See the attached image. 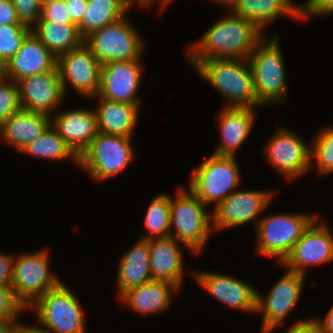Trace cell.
<instances>
[{
	"label": "cell",
	"instance_id": "cell-23",
	"mask_svg": "<svg viewBox=\"0 0 333 333\" xmlns=\"http://www.w3.org/2000/svg\"><path fill=\"white\" fill-rule=\"evenodd\" d=\"M50 126V115L20 109L0 124V139L2 138V142L14 147V150L20 153Z\"/></svg>",
	"mask_w": 333,
	"mask_h": 333
},
{
	"label": "cell",
	"instance_id": "cell-10",
	"mask_svg": "<svg viewBox=\"0 0 333 333\" xmlns=\"http://www.w3.org/2000/svg\"><path fill=\"white\" fill-rule=\"evenodd\" d=\"M48 250L23 253L14 257L12 289L26 310L62 280L50 270ZM52 271V272H51Z\"/></svg>",
	"mask_w": 333,
	"mask_h": 333
},
{
	"label": "cell",
	"instance_id": "cell-47",
	"mask_svg": "<svg viewBox=\"0 0 333 333\" xmlns=\"http://www.w3.org/2000/svg\"><path fill=\"white\" fill-rule=\"evenodd\" d=\"M8 79L7 76V60L0 55V81Z\"/></svg>",
	"mask_w": 333,
	"mask_h": 333
},
{
	"label": "cell",
	"instance_id": "cell-39",
	"mask_svg": "<svg viewBox=\"0 0 333 333\" xmlns=\"http://www.w3.org/2000/svg\"><path fill=\"white\" fill-rule=\"evenodd\" d=\"M14 256L0 252V286H12Z\"/></svg>",
	"mask_w": 333,
	"mask_h": 333
},
{
	"label": "cell",
	"instance_id": "cell-42",
	"mask_svg": "<svg viewBox=\"0 0 333 333\" xmlns=\"http://www.w3.org/2000/svg\"><path fill=\"white\" fill-rule=\"evenodd\" d=\"M285 333H321L316 318L296 321Z\"/></svg>",
	"mask_w": 333,
	"mask_h": 333
},
{
	"label": "cell",
	"instance_id": "cell-17",
	"mask_svg": "<svg viewBox=\"0 0 333 333\" xmlns=\"http://www.w3.org/2000/svg\"><path fill=\"white\" fill-rule=\"evenodd\" d=\"M141 61H114L102 65L98 96L112 102L140 106L137 92L143 73Z\"/></svg>",
	"mask_w": 333,
	"mask_h": 333
},
{
	"label": "cell",
	"instance_id": "cell-48",
	"mask_svg": "<svg viewBox=\"0 0 333 333\" xmlns=\"http://www.w3.org/2000/svg\"><path fill=\"white\" fill-rule=\"evenodd\" d=\"M20 333H46L42 330H40L39 328H37L35 325L31 326V325H26L25 323L22 324Z\"/></svg>",
	"mask_w": 333,
	"mask_h": 333
},
{
	"label": "cell",
	"instance_id": "cell-14",
	"mask_svg": "<svg viewBox=\"0 0 333 333\" xmlns=\"http://www.w3.org/2000/svg\"><path fill=\"white\" fill-rule=\"evenodd\" d=\"M317 217L294 244L280 264L286 269L306 275L308 267L333 262V232Z\"/></svg>",
	"mask_w": 333,
	"mask_h": 333
},
{
	"label": "cell",
	"instance_id": "cell-9",
	"mask_svg": "<svg viewBox=\"0 0 333 333\" xmlns=\"http://www.w3.org/2000/svg\"><path fill=\"white\" fill-rule=\"evenodd\" d=\"M126 17L92 32L84 39L101 65L114 61L141 60L145 50L144 38Z\"/></svg>",
	"mask_w": 333,
	"mask_h": 333
},
{
	"label": "cell",
	"instance_id": "cell-30",
	"mask_svg": "<svg viewBox=\"0 0 333 333\" xmlns=\"http://www.w3.org/2000/svg\"><path fill=\"white\" fill-rule=\"evenodd\" d=\"M20 153L43 159H71L79 165V156L50 126L38 139L28 144Z\"/></svg>",
	"mask_w": 333,
	"mask_h": 333
},
{
	"label": "cell",
	"instance_id": "cell-21",
	"mask_svg": "<svg viewBox=\"0 0 333 333\" xmlns=\"http://www.w3.org/2000/svg\"><path fill=\"white\" fill-rule=\"evenodd\" d=\"M255 114L254 108L224 107L218 117L221 142L213 154L235 157L255 125Z\"/></svg>",
	"mask_w": 333,
	"mask_h": 333
},
{
	"label": "cell",
	"instance_id": "cell-44",
	"mask_svg": "<svg viewBox=\"0 0 333 333\" xmlns=\"http://www.w3.org/2000/svg\"><path fill=\"white\" fill-rule=\"evenodd\" d=\"M18 321L19 320H0V333H20L23 323H19Z\"/></svg>",
	"mask_w": 333,
	"mask_h": 333
},
{
	"label": "cell",
	"instance_id": "cell-29",
	"mask_svg": "<svg viewBox=\"0 0 333 333\" xmlns=\"http://www.w3.org/2000/svg\"><path fill=\"white\" fill-rule=\"evenodd\" d=\"M129 8L132 7L126 0H88L86 13L77 25L80 36L85 39L92 32L125 17Z\"/></svg>",
	"mask_w": 333,
	"mask_h": 333
},
{
	"label": "cell",
	"instance_id": "cell-49",
	"mask_svg": "<svg viewBox=\"0 0 333 333\" xmlns=\"http://www.w3.org/2000/svg\"><path fill=\"white\" fill-rule=\"evenodd\" d=\"M131 7H134V5H137V0H126Z\"/></svg>",
	"mask_w": 333,
	"mask_h": 333
},
{
	"label": "cell",
	"instance_id": "cell-37",
	"mask_svg": "<svg viewBox=\"0 0 333 333\" xmlns=\"http://www.w3.org/2000/svg\"><path fill=\"white\" fill-rule=\"evenodd\" d=\"M39 21H51L60 24H75L71 21L65 0H53L41 5Z\"/></svg>",
	"mask_w": 333,
	"mask_h": 333
},
{
	"label": "cell",
	"instance_id": "cell-50",
	"mask_svg": "<svg viewBox=\"0 0 333 333\" xmlns=\"http://www.w3.org/2000/svg\"><path fill=\"white\" fill-rule=\"evenodd\" d=\"M53 1V0H40L41 4H44L46 2Z\"/></svg>",
	"mask_w": 333,
	"mask_h": 333
},
{
	"label": "cell",
	"instance_id": "cell-3",
	"mask_svg": "<svg viewBox=\"0 0 333 333\" xmlns=\"http://www.w3.org/2000/svg\"><path fill=\"white\" fill-rule=\"evenodd\" d=\"M277 38L274 34L269 39L264 37L248 58L258 107L283 105L288 96L284 56Z\"/></svg>",
	"mask_w": 333,
	"mask_h": 333
},
{
	"label": "cell",
	"instance_id": "cell-4",
	"mask_svg": "<svg viewBox=\"0 0 333 333\" xmlns=\"http://www.w3.org/2000/svg\"><path fill=\"white\" fill-rule=\"evenodd\" d=\"M175 192L171 197L170 237L198 254L213 231L212 212L189 188L180 187Z\"/></svg>",
	"mask_w": 333,
	"mask_h": 333
},
{
	"label": "cell",
	"instance_id": "cell-20",
	"mask_svg": "<svg viewBox=\"0 0 333 333\" xmlns=\"http://www.w3.org/2000/svg\"><path fill=\"white\" fill-rule=\"evenodd\" d=\"M57 58L30 31L23 39L19 51L7 61V76L15 82L32 75L52 70Z\"/></svg>",
	"mask_w": 333,
	"mask_h": 333
},
{
	"label": "cell",
	"instance_id": "cell-1",
	"mask_svg": "<svg viewBox=\"0 0 333 333\" xmlns=\"http://www.w3.org/2000/svg\"><path fill=\"white\" fill-rule=\"evenodd\" d=\"M220 18L198 41L187 48V60L248 59L256 45L265 37L252 21L238 17L233 12Z\"/></svg>",
	"mask_w": 333,
	"mask_h": 333
},
{
	"label": "cell",
	"instance_id": "cell-2",
	"mask_svg": "<svg viewBox=\"0 0 333 333\" xmlns=\"http://www.w3.org/2000/svg\"><path fill=\"white\" fill-rule=\"evenodd\" d=\"M187 63L221 95L225 96L227 105L224 107H258L248 59L211 58L188 60Z\"/></svg>",
	"mask_w": 333,
	"mask_h": 333
},
{
	"label": "cell",
	"instance_id": "cell-19",
	"mask_svg": "<svg viewBox=\"0 0 333 333\" xmlns=\"http://www.w3.org/2000/svg\"><path fill=\"white\" fill-rule=\"evenodd\" d=\"M57 112L50 116L52 128L80 156L99 133L94 109L79 107Z\"/></svg>",
	"mask_w": 333,
	"mask_h": 333
},
{
	"label": "cell",
	"instance_id": "cell-46",
	"mask_svg": "<svg viewBox=\"0 0 333 333\" xmlns=\"http://www.w3.org/2000/svg\"><path fill=\"white\" fill-rule=\"evenodd\" d=\"M211 2H214L215 4L216 3H219V4H223L225 7L231 9L229 10L230 12H233L237 6L239 5V3L241 2V0H210Z\"/></svg>",
	"mask_w": 333,
	"mask_h": 333
},
{
	"label": "cell",
	"instance_id": "cell-38",
	"mask_svg": "<svg viewBox=\"0 0 333 333\" xmlns=\"http://www.w3.org/2000/svg\"><path fill=\"white\" fill-rule=\"evenodd\" d=\"M333 13V0H307L301 5V19L324 16Z\"/></svg>",
	"mask_w": 333,
	"mask_h": 333
},
{
	"label": "cell",
	"instance_id": "cell-33",
	"mask_svg": "<svg viewBox=\"0 0 333 333\" xmlns=\"http://www.w3.org/2000/svg\"><path fill=\"white\" fill-rule=\"evenodd\" d=\"M30 31L23 24L0 25V55L8 61L19 51L23 39Z\"/></svg>",
	"mask_w": 333,
	"mask_h": 333
},
{
	"label": "cell",
	"instance_id": "cell-40",
	"mask_svg": "<svg viewBox=\"0 0 333 333\" xmlns=\"http://www.w3.org/2000/svg\"><path fill=\"white\" fill-rule=\"evenodd\" d=\"M88 0H65L68 14L73 23L78 25L87 10Z\"/></svg>",
	"mask_w": 333,
	"mask_h": 333
},
{
	"label": "cell",
	"instance_id": "cell-15",
	"mask_svg": "<svg viewBox=\"0 0 333 333\" xmlns=\"http://www.w3.org/2000/svg\"><path fill=\"white\" fill-rule=\"evenodd\" d=\"M271 199H273V191L245 189L234 191L213 209V230L243 226L251 221H256V227L260 220V213L268 207Z\"/></svg>",
	"mask_w": 333,
	"mask_h": 333
},
{
	"label": "cell",
	"instance_id": "cell-12",
	"mask_svg": "<svg viewBox=\"0 0 333 333\" xmlns=\"http://www.w3.org/2000/svg\"><path fill=\"white\" fill-rule=\"evenodd\" d=\"M304 282L305 275L287 269L266 298L257 290L256 313L263 315L261 333H271L284 322L296 307Z\"/></svg>",
	"mask_w": 333,
	"mask_h": 333
},
{
	"label": "cell",
	"instance_id": "cell-34",
	"mask_svg": "<svg viewBox=\"0 0 333 333\" xmlns=\"http://www.w3.org/2000/svg\"><path fill=\"white\" fill-rule=\"evenodd\" d=\"M20 109L17 83L11 79L0 81V124Z\"/></svg>",
	"mask_w": 333,
	"mask_h": 333
},
{
	"label": "cell",
	"instance_id": "cell-43",
	"mask_svg": "<svg viewBox=\"0 0 333 333\" xmlns=\"http://www.w3.org/2000/svg\"><path fill=\"white\" fill-rule=\"evenodd\" d=\"M319 326H320V332L321 333H333V305L328 310L325 317L320 319L316 318Z\"/></svg>",
	"mask_w": 333,
	"mask_h": 333
},
{
	"label": "cell",
	"instance_id": "cell-13",
	"mask_svg": "<svg viewBox=\"0 0 333 333\" xmlns=\"http://www.w3.org/2000/svg\"><path fill=\"white\" fill-rule=\"evenodd\" d=\"M56 65L64 94H67L70 84L84 97L91 98L98 95L102 65L84 42L79 47L60 55Z\"/></svg>",
	"mask_w": 333,
	"mask_h": 333
},
{
	"label": "cell",
	"instance_id": "cell-24",
	"mask_svg": "<svg viewBox=\"0 0 333 333\" xmlns=\"http://www.w3.org/2000/svg\"><path fill=\"white\" fill-rule=\"evenodd\" d=\"M178 290L180 291V288L174 283L152 280L124 291L119 298L122 304L128 305L136 313L154 315L169 308L172 294H177Z\"/></svg>",
	"mask_w": 333,
	"mask_h": 333
},
{
	"label": "cell",
	"instance_id": "cell-7",
	"mask_svg": "<svg viewBox=\"0 0 333 333\" xmlns=\"http://www.w3.org/2000/svg\"><path fill=\"white\" fill-rule=\"evenodd\" d=\"M236 157L212 154L192 170L188 188L207 206L214 209L238 190L240 168Z\"/></svg>",
	"mask_w": 333,
	"mask_h": 333
},
{
	"label": "cell",
	"instance_id": "cell-25",
	"mask_svg": "<svg viewBox=\"0 0 333 333\" xmlns=\"http://www.w3.org/2000/svg\"><path fill=\"white\" fill-rule=\"evenodd\" d=\"M100 100L94 108L98 132L107 135H121L133 138V131L137 125V119L140 106L134 104H126L112 102L100 98L98 95L92 98Z\"/></svg>",
	"mask_w": 333,
	"mask_h": 333
},
{
	"label": "cell",
	"instance_id": "cell-31",
	"mask_svg": "<svg viewBox=\"0 0 333 333\" xmlns=\"http://www.w3.org/2000/svg\"><path fill=\"white\" fill-rule=\"evenodd\" d=\"M171 196L167 193L158 194L149 204L144 220L147 235L142 240L170 237Z\"/></svg>",
	"mask_w": 333,
	"mask_h": 333
},
{
	"label": "cell",
	"instance_id": "cell-36",
	"mask_svg": "<svg viewBox=\"0 0 333 333\" xmlns=\"http://www.w3.org/2000/svg\"><path fill=\"white\" fill-rule=\"evenodd\" d=\"M16 9L19 23L32 29L40 19V0H11Z\"/></svg>",
	"mask_w": 333,
	"mask_h": 333
},
{
	"label": "cell",
	"instance_id": "cell-22",
	"mask_svg": "<svg viewBox=\"0 0 333 333\" xmlns=\"http://www.w3.org/2000/svg\"><path fill=\"white\" fill-rule=\"evenodd\" d=\"M178 243L181 244L172 237L148 240L152 279L168 281L180 288L185 267L182 249H190L180 248Z\"/></svg>",
	"mask_w": 333,
	"mask_h": 333
},
{
	"label": "cell",
	"instance_id": "cell-28",
	"mask_svg": "<svg viewBox=\"0 0 333 333\" xmlns=\"http://www.w3.org/2000/svg\"><path fill=\"white\" fill-rule=\"evenodd\" d=\"M31 31L56 58L84 42L76 24L38 21Z\"/></svg>",
	"mask_w": 333,
	"mask_h": 333
},
{
	"label": "cell",
	"instance_id": "cell-8",
	"mask_svg": "<svg viewBox=\"0 0 333 333\" xmlns=\"http://www.w3.org/2000/svg\"><path fill=\"white\" fill-rule=\"evenodd\" d=\"M132 138L98 133L79 156V167L95 181L109 180L134 159Z\"/></svg>",
	"mask_w": 333,
	"mask_h": 333
},
{
	"label": "cell",
	"instance_id": "cell-6",
	"mask_svg": "<svg viewBox=\"0 0 333 333\" xmlns=\"http://www.w3.org/2000/svg\"><path fill=\"white\" fill-rule=\"evenodd\" d=\"M65 284L48 290L28 309L35 310L36 327L46 333H86L84 309Z\"/></svg>",
	"mask_w": 333,
	"mask_h": 333
},
{
	"label": "cell",
	"instance_id": "cell-45",
	"mask_svg": "<svg viewBox=\"0 0 333 333\" xmlns=\"http://www.w3.org/2000/svg\"><path fill=\"white\" fill-rule=\"evenodd\" d=\"M174 0H137V5L141 8H148L150 5L152 6V4H156L158 3V8L159 9V13L161 14L163 12V10L165 8H167L169 6L170 3H172ZM168 5V6H167Z\"/></svg>",
	"mask_w": 333,
	"mask_h": 333
},
{
	"label": "cell",
	"instance_id": "cell-5",
	"mask_svg": "<svg viewBox=\"0 0 333 333\" xmlns=\"http://www.w3.org/2000/svg\"><path fill=\"white\" fill-rule=\"evenodd\" d=\"M318 216L308 213L286 214V212L260 216L255 229V251L263 257L277 258L278 264H281Z\"/></svg>",
	"mask_w": 333,
	"mask_h": 333
},
{
	"label": "cell",
	"instance_id": "cell-27",
	"mask_svg": "<svg viewBox=\"0 0 333 333\" xmlns=\"http://www.w3.org/2000/svg\"><path fill=\"white\" fill-rule=\"evenodd\" d=\"M295 4L292 0H241L233 13L252 21L265 33V27L280 16L301 20V5Z\"/></svg>",
	"mask_w": 333,
	"mask_h": 333
},
{
	"label": "cell",
	"instance_id": "cell-26",
	"mask_svg": "<svg viewBox=\"0 0 333 333\" xmlns=\"http://www.w3.org/2000/svg\"><path fill=\"white\" fill-rule=\"evenodd\" d=\"M117 272L119 294L124 291L151 282L148 240L139 239L126 251L119 262Z\"/></svg>",
	"mask_w": 333,
	"mask_h": 333
},
{
	"label": "cell",
	"instance_id": "cell-35",
	"mask_svg": "<svg viewBox=\"0 0 333 333\" xmlns=\"http://www.w3.org/2000/svg\"><path fill=\"white\" fill-rule=\"evenodd\" d=\"M24 306L15 298L12 287L0 286V320H19Z\"/></svg>",
	"mask_w": 333,
	"mask_h": 333
},
{
	"label": "cell",
	"instance_id": "cell-16",
	"mask_svg": "<svg viewBox=\"0 0 333 333\" xmlns=\"http://www.w3.org/2000/svg\"><path fill=\"white\" fill-rule=\"evenodd\" d=\"M21 109L52 116L65 99L57 65L50 71L17 82Z\"/></svg>",
	"mask_w": 333,
	"mask_h": 333
},
{
	"label": "cell",
	"instance_id": "cell-32",
	"mask_svg": "<svg viewBox=\"0 0 333 333\" xmlns=\"http://www.w3.org/2000/svg\"><path fill=\"white\" fill-rule=\"evenodd\" d=\"M310 143V164L316 166L318 177L333 172V126L324 127ZM315 161V162H314Z\"/></svg>",
	"mask_w": 333,
	"mask_h": 333
},
{
	"label": "cell",
	"instance_id": "cell-11",
	"mask_svg": "<svg viewBox=\"0 0 333 333\" xmlns=\"http://www.w3.org/2000/svg\"><path fill=\"white\" fill-rule=\"evenodd\" d=\"M295 133L284 127L277 129L263 150L268 164L286 181L295 180L311 170V145Z\"/></svg>",
	"mask_w": 333,
	"mask_h": 333
},
{
	"label": "cell",
	"instance_id": "cell-18",
	"mask_svg": "<svg viewBox=\"0 0 333 333\" xmlns=\"http://www.w3.org/2000/svg\"><path fill=\"white\" fill-rule=\"evenodd\" d=\"M207 293L222 304L244 312L256 313L257 290L242 279L215 272H190Z\"/></svg>",
	"mask_w": 333,
	"mask_h": 333
},
{
	"label": "cell",
	"instance_id": "cell-41",
	"mask_svg": "<svg viewBox=\"0 0 333 333\" xmlns=\"http://www.w3.org/2000/svg\"><path fill=\"white\" fill-rule=\"evenodd\" d=\"M21 24L11 0H0V25Z\"/></svg>",
	"mask_w": 333,
	"mask_h": 333
}]
</instances>
